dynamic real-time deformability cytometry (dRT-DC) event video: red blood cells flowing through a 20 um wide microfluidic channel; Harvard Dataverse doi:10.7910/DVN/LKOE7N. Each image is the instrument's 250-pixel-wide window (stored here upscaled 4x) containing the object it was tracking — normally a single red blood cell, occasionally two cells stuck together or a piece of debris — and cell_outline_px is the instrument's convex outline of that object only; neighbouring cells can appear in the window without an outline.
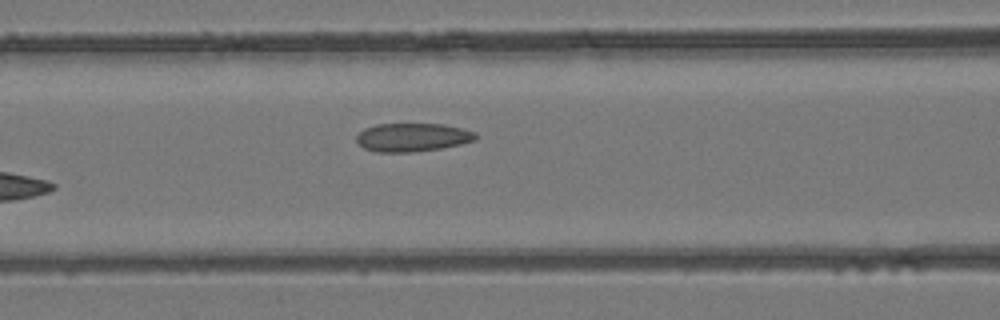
{"species": "common noctule bat (a hibernating species)", "species_latin": "Nyctalus noctula", "temperature_condition": "room temperature", "stored_images_in_passage": 6, "camera_frame_rate_fps": 3000, "um_per_image_px": 0.085, "animal": {"sex": "female", "body_mass_g": 24.6, "forearm_length_mm": 56.2}, "frame": {"image": 1, "passage_image": 6, "time_ms": 6.0, "image_size_px": [1000, 320], "cell_outline_px": [[476, 140], [460, 144], [440, 148], [412, 152], [376, 152], [364, 148], [356, 140], [356, 136], [364, 128], [376, 124], [444, 124], [476, 132]], "centroid_in_image_um": [35.04, 11.67], "position_along_channel_um": 131.6, "area_um2": 19.65}}